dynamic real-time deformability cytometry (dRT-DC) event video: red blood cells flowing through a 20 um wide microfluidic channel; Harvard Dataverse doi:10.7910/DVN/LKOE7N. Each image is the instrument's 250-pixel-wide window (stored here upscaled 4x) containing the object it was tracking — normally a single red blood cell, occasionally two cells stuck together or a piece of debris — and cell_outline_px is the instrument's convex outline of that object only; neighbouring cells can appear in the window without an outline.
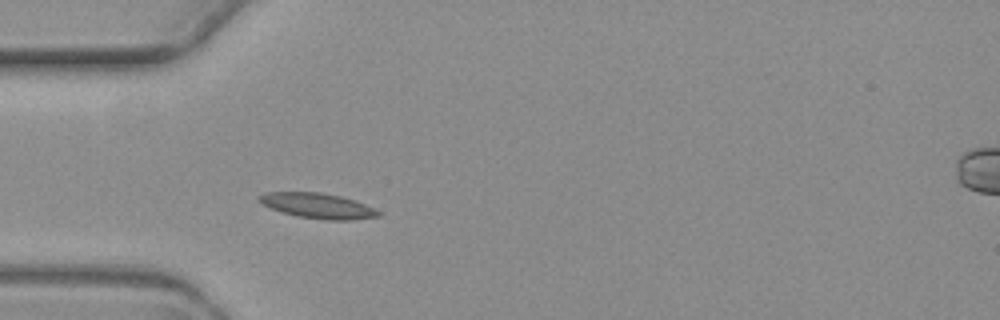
{"species": "common noctule bat (a hibernating species)", "species_latin": "Nyctalus noctula", "temperature_condition": "warm", "stored_images_in_passage": 4, "segment_of_instrument_passage": [1, 2], "camera_frame_rate_fps": 3000, "um_per_image_px": 0.085, "animal": {"sex": "female", "body_mass_g": 19.3, "forearm_length_mm": 54.1}, "frame": {"image": 1, "passage_image": 3, "time_ms": 2.333, "image_size_px": [1000, 320], "cell_outline_px": [[380, 216], [352, 220], [328, 220], [296, 216], [260, 204], [256, 200], [256, 196], [264, 192], [320, 192], [340, 196], [356, 200], [380, 212]], "centroid_in_image_um": [26.95, 17.48], "position_along_channel_um": 58.0, "area_um2": 17.57}}